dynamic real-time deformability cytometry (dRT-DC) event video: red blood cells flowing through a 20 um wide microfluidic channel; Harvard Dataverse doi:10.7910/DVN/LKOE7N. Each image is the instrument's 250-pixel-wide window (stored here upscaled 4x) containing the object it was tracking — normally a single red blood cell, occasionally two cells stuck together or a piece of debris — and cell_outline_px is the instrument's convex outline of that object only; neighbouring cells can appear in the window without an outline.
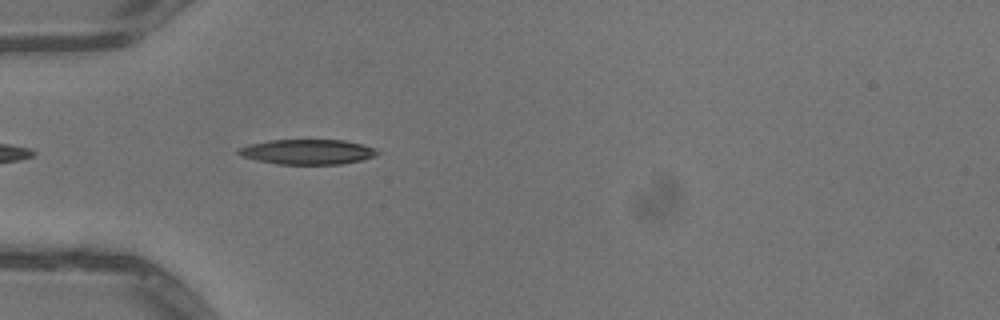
{"species": "common noctule bat (a hibernating species)", "species_latin": "Nyctalus noctula", "temperature_condition": "warm", "stored_images_in_passage": 18, "camera_frame_rate_fps": 3000, "um_per_image_px": 0.085, "animal": {"sex": "male", "body_mass_g": 13.3}, "frame": {"image": 1, "passage_image": 3, "time_ms": 0.667, "image_size_px": [1000, 320], "cell_outline_px": [[380, 152], [376, 156], [360, 160], [340, 164], [276, 164], [256, 160], [240, 156], [236, 152], [236, 148], [248, 144], [268, 140], [344, 140], [364, 144], [376, 148]], "centroid_in_image_um": [26.11, 12.9], "position_along_channel_um": 58.9, "area_um2": 20.52}}
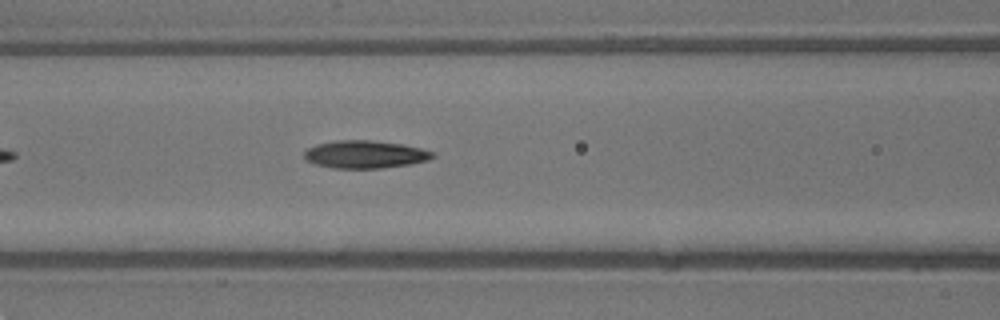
{"frame": {"image": 2, "passage_image": 9, "time_ms": 2.667, "image_size_px": [1000, 320], "cell_outline_px": [[436, 156], [428, 160], [412, 164], [384, 168], [332, 168], [316, 164], [308, 160], [304, 156], [304, 152], [308, 148], [316, 144], [332, 140], [372, 140], [404, 144], [436, 152]], "centroid_in_image_um": [31.07, 13.11], "position_along_channel_um": 135.5, "area_um2": 20.98}}
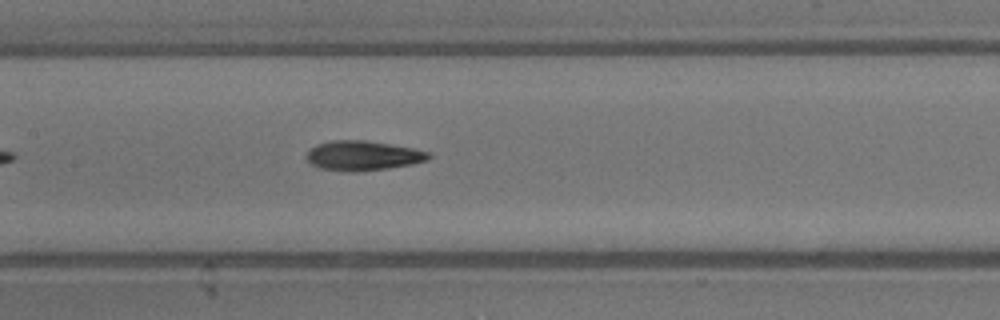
{"frame": {"image": 3, "passage_image": 12, "time_ms": 3.667, "image_size_px": [1000, 320], "cell_outline_px": [[432, 156], [428, 160], [412, 164], [388, 168], [352, 172], [348, 172], [320, 168], [312, 164], [304, 156], [316, 144], [332, 140], [364, 140], [412, 148], [432, 152]], "centroid_in_image_um": [30.86, 13.23], "position_along_channel_um": 176.5, "area_um2": 21.1}}